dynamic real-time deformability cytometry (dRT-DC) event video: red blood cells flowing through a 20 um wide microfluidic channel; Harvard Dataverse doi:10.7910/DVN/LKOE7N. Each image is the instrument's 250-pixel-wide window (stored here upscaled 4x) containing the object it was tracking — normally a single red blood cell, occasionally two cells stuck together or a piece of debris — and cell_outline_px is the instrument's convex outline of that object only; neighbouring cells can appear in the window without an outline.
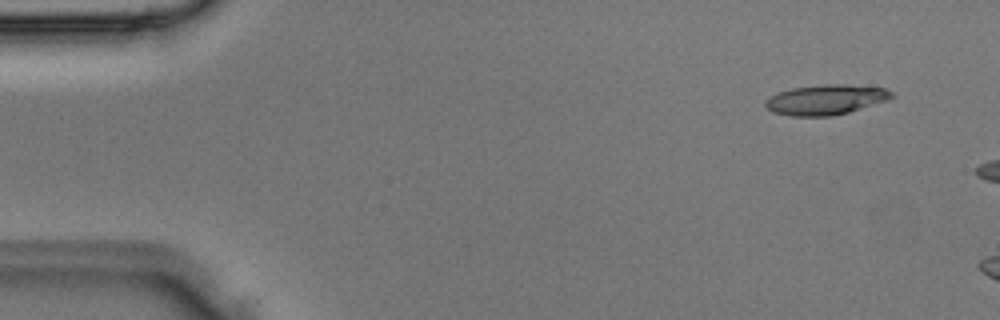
{"species": "Egyptian fruit bat (a non-hibernating species)", "species_latin": "Rousettus aegyptiacus", "temperature_condition": "room temperature", "stored_images_in_passage": 3, "camera_frame_rate_fps": 3000, "um_per_image_px": 0.085, "animal": {"sex": "male"}, "frame": {"image": 1, "passage_image": 1, "time_ms": 0.0, "image_size_px": [1000, 320], "cell_outline_px": [[896, 96], [888, 100], [848, 112], [832, 116], [792, 116], [772, 112], [764, 104], [764, 100], [780, 92], [792, 88], [824, 84], [848, 84], [884, 88], [892, 92]], "centroid_in_image_um": [70.21, 8.47], "position_along_channel_um": 14.8, "area_um2": 22.08}}